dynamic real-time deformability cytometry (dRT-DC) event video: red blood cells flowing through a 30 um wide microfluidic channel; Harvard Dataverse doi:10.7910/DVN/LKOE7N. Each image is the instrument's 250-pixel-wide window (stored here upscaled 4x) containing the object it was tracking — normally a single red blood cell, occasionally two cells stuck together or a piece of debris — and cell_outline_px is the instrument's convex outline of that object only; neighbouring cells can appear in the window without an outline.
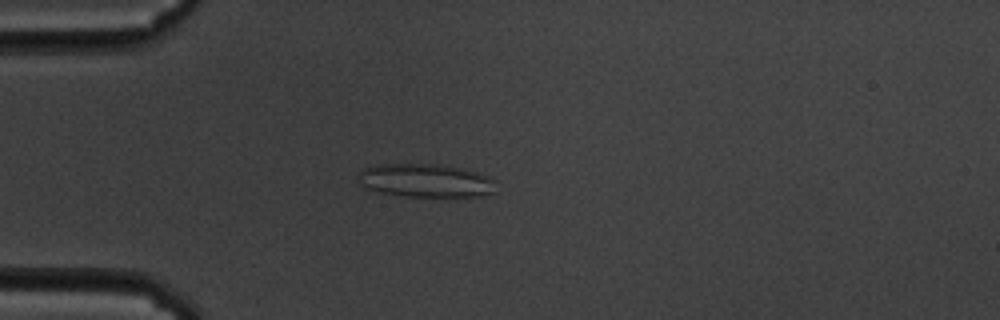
{"species": "common noctule bat (a hibernating species)", "species_latin": "Nyctalus noctula", "temperature_condition": "cold", "stored_images_in_passage": 59, "camera_frame_rate_fps": 3000, "um_per_image_px": 0.085, "animal": {"sex": "male", "body_mass_g": 19.5, "forearm_length_mm": 54.6}, "frame": {"image": 1, "passage_image": 16, "time_ms": 5.0, "image_size_px": [1000, 320], "cell_outline_px": [[496, 192], [480, 196], [408, 196], [380, 192], [368, 188], [360, 184], [360, 172], [364, 168], [376, 164], [440, 164], [464, 168], [488, 176], [496, 180]], "centroid_in_image_um": [36.25, 15.33], "position_along_channel_um": 48.8, "area_um2": 26.82}}
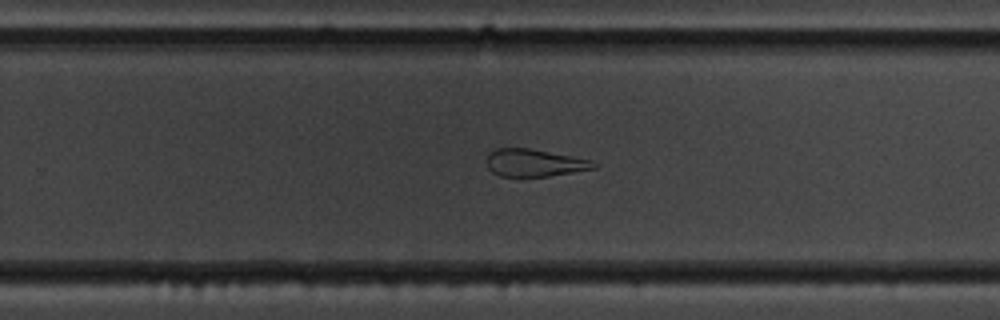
{"frame": {"image": 2, "passage_image": 38, "time_ms": 12.333, "image_size_px": [1000, 320], "cell_outline_px": [[596, 168], [548, 176], [500, 176], [492, 172], [488, 168], [488, 152], [496, 148], [528, 148], [592, 160], [596, 164]], "centroid_in_image_um": [45.4, 13.84], "position_along_channel_um": 284.4, "area_um2": 16.88}}
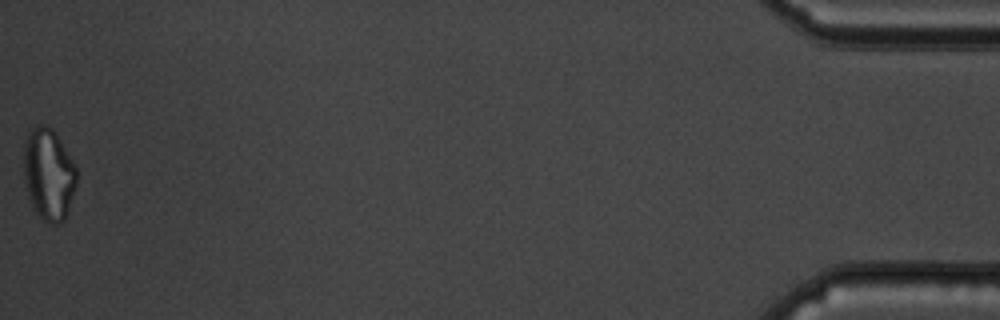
{"frame": {"image": 3, "passage_image": 59, "time_ms": 19.333, "image_size_px": [1000, 320], "cell_outline_px": [[76, 184], [64, 220], [56, 224], [52, 224], [44, 220], [32, 208], [28, 196], [24, 180], [24, 144], [28, 128], [36, 124], [40, 124], [52, 128], [56, 132], [76, 164]], "centroid_in_image_um": [4.11, 14.75], "position_along_channel_um": 431.1, "area_um2": 28.61}, "authors_computed_cell_mechanics": {"area_um2": 25.6054, "velocity_mm_per_s": 3.4181, "shape_relaxation_time_tau1_ms": null, "shape_relaxation_time_tau2_ms": 2.476, "deformation_change_tau1": null, "deformation_change_tau2": 0.1312}}